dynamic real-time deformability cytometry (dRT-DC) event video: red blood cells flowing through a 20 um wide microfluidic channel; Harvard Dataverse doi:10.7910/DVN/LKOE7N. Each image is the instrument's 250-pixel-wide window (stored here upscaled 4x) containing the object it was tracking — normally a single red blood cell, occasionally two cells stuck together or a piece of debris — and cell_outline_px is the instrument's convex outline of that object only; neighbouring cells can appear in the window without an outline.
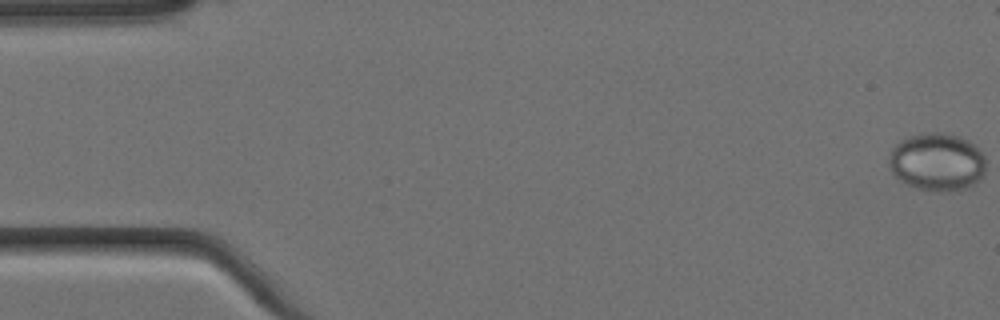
{"species": "Egyptian fruit bat (a non-hibernating species)", "species_latin": "Rousettus aegyptiacus", "temperature_condition": "cold", "stored_images_in_passage": 6, "camera_frame_rate_fps": 3000, "um_per_image_px": 0.085, "animal": {"sex": "female"}, "frame": {"image": 1, "passage_image": 1, "time_ms": 0.0, "image_size_px": [1000, 320], "cell_outline_px": [[984, 176], [980, 180], [968, 188], [948, 192], [936, 192], [916, 188], [900, 180], [892, 172], [888, 164], [888, 156], [892, 148], [900, 140], [908, 136], [920, 132], [940, 132], [960, 136], [976, 144], [984, 156]], "centroid_in_image_um": [79.65, 13.76], "position_along_channel_um": 5.4, "area_um2": 33.35}}